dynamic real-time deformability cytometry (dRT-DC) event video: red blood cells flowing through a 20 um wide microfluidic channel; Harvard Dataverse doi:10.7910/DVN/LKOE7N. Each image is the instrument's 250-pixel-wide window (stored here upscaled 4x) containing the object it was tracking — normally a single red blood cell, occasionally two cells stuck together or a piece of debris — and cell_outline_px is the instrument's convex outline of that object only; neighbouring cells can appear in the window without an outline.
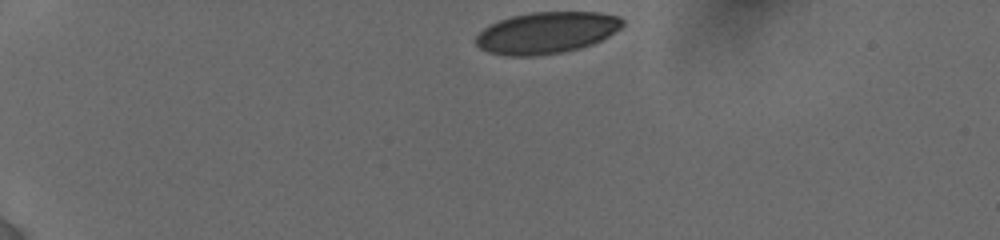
{"species": "human", "species_latin": "Homo sapiens", "temperature_condition": "cold", "stored_images_in_passage": 9, "camera_frame_rate_fps": 3000, "um_per_image_px": 0.085, "donor": {"sex": "female"}, "frame": {"image": 1, "passage_image": 1, "time_ms": 0.0, "image_size_px": [1000, 240], "cell_outline_px": [[624, 24], [620, 28], [608, 36], [592, 44], [560, 52], [536, 56], [508, 56], [488, 52], [480, 48], [476, 44], [476, 36], [488, 24], [512, 16], [532, 12], [600, 12], [620, 16], [624, 20]], "centroid_in_image_um": [46.45, 2.77], "position_along_channel_um": 38.6, "area_um2": 35.43}}
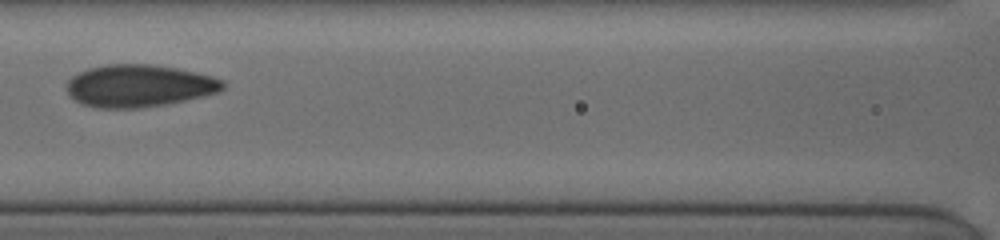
{"frame": {"image": 2, "passage_image": 7, "time_ms": 5.0, "image_size_px": [1000, 240], "cell_outline_px": [[224, 88], [220, 92], [184, 100], [164, 104], [136, 108], [96, 108], [84, 104], [68, 96], [68, 80], [72, 76], [88, 68], [104, 64], [152, 64], [176, 68], [196, 72], [212, 76], [224, 80]], "centroid_in_image_um": [11.82, 7.28], "position_along_channel_um": 154.8, "area_um2": 38.44}}
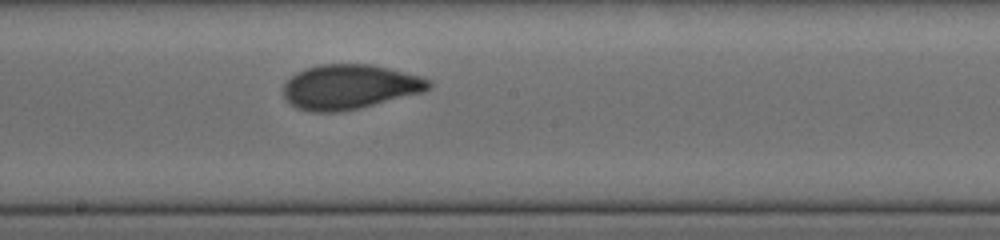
{"frame": {"image": 3, "passage_image": 9, "time_ms": 6.667, "image_size_px": [1000, 240], "cell_outline_px": [[432, 84], [424, 92], [360, 108], [340, 112], [312, 112], [296, 108], [284, 96], [284, 84], [296, 72], [304, 68], [320, 64], [372, 64], [420, 76], [432, 80]], "centroid_in_image_um": [29.72, 7.38], "position_along_channel_um": 218.5, "area_um2": 37.92}}